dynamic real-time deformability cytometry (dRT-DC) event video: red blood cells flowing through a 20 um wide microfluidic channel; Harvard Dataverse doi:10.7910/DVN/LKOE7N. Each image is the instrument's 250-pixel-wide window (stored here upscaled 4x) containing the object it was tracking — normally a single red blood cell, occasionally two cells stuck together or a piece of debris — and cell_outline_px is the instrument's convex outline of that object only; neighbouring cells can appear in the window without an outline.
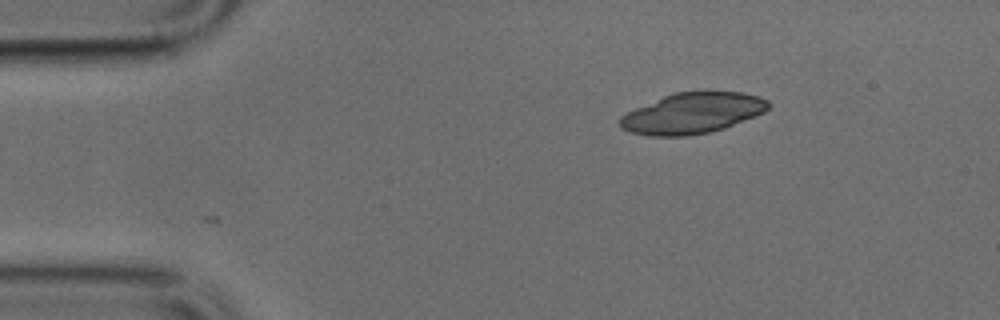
{"species": "common noctule bat (a hibernating species)", "species_latin": "Nyctalus noctula", "temperature_condition": "cold", "stored_images_in_passage": 43, "camera_frame_rate_fps": 3000, "um_per_image_px": 0.085, "animal": {"sex": "male", "body_mass_g": 17.9, "forearm_length_mm": 54.2}, "frame": {"image": 1, "passage_image": 1, "time_ms": 0.0, "image_size_px": [1000, 320], "cell_outline_px": [[768, 108], [764, 112], [756, 116], [724, 128], [708, 132], [688, 136], [648, 136], [628, 132], [620, 128], [620, 116], [636, 108], [664, 96], [676, 92], [740, 92], [756, 96], [768, 100]], "centroid_in_image_um": [58.83, 9.64], "position_along_channel_um": 26.2, "area_um2": 34.91}}